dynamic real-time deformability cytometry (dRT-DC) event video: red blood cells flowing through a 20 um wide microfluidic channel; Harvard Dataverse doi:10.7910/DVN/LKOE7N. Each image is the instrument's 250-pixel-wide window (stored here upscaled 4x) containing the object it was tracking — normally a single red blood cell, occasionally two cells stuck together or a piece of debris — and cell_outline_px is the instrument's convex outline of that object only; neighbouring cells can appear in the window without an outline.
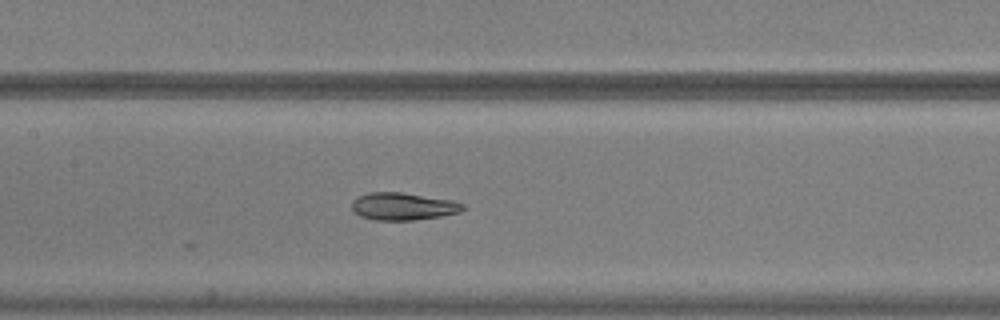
{"species": "common noctule bat (a hibernating species)", "species_latin": "Nyctalus noctula", "temperature_condition": "warm", "stored_images_in_passage": 27, "camera_frame_rate_fps": 3000, "um_per_image_px": 0.085, "animal": {"sex": "male", "body_mass_g": 20.5, "forearm_length_mm": 52.5}, "frame": {"image": 1, "passage_image": 27, "time_ms": 8.667, "image_size_px": [1000, 320], "cell_outline_px": [[464, 208], [460, 212], [440, 216], [412, 220], [372, 220], [360, 216], [352, 208], [352, 200], [356, 196], [368, 192], [400, 192], [452, 200], [464, 204]], "centroid_in_image_um": [34.22, 17.53], "position_along_channel_um": 173.2, "area_um2": 17.74}}